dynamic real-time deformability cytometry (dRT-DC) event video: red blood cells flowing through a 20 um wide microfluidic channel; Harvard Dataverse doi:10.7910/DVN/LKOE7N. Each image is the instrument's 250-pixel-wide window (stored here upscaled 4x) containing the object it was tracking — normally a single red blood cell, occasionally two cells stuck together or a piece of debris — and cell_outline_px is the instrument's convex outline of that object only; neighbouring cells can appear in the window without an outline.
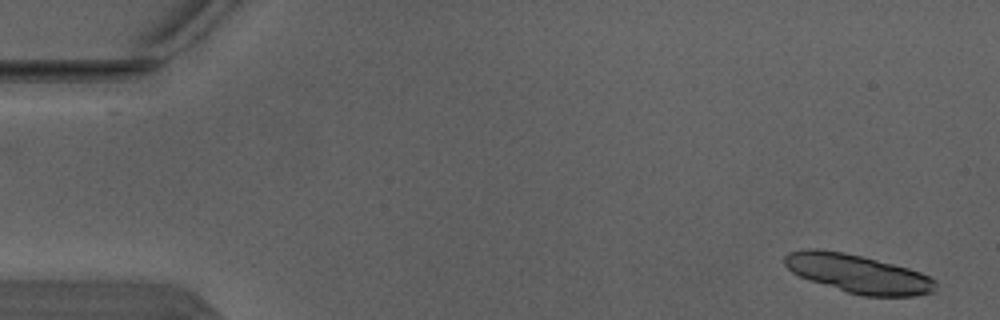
{"species": "Egyptian fruit bat (a non-hibernating species)", "species_latin": "Rousettus aegyptiacus", "temperature_condition": "warm", "stored_images_in_passage": 2, "camera_frame_rate_fps": 3000, "um_per_image_px": 0.085, "animal": {"sex": "male"}, "frame": {"image": 1, "passage_image": 2, "time_ms": 0.333, "image_size_px": [1000, 320], "cell_outline_px": [[936, 292], [916, 296], [864, 296], [848, 292], [808, 280], [792, 272], [784, 264], [784, 256], [788, 252], [808, 248], [816, 248], [844, 252], [908, 268], [920, 272], [936, 280]], "centroid_in_image_um": [72.93, 23.27], "position_along_channel_um": 12.1, "area_um2": 33.81}}